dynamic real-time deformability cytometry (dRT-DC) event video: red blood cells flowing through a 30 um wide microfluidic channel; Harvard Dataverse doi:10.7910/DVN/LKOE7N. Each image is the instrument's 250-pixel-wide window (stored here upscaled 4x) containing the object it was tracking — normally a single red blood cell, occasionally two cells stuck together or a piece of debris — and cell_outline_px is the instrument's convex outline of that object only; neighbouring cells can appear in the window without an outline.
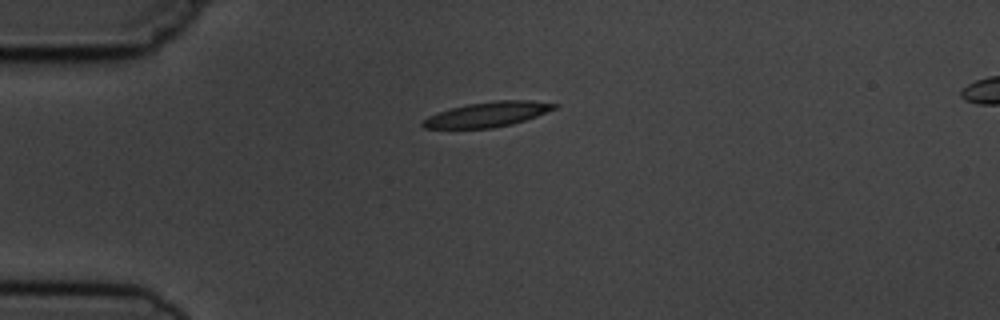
{"species": "common noctule bat (a hibernating species)", "species_latin": "Nyctalus noctula", "temperature_condition": "cold", "stored_images_in_passage": 6, "camera_frame_rate_fps": 3000, "um_per_image_px": 0.085, "animal": {"sex": "male", "body_mass_g": 19.5, "forearm_length_mm": 54.6}, "frame": {"image": 1, "passage_image": 6, "time_ms": 6.0, "image_size_px": [1000, 320], "cell_outline_px": [[560, 104], [556, 108], [536, 116], [512, 124], [492, 128], [424, 128], [420, 124], [428, 116], [452, 108], [468, 104], [492, 100], [532, 100]], "centroid_in_image_um": [41.47, 9.71], "position_along_channel_um": 43.5, "area_um2": 18.96}}